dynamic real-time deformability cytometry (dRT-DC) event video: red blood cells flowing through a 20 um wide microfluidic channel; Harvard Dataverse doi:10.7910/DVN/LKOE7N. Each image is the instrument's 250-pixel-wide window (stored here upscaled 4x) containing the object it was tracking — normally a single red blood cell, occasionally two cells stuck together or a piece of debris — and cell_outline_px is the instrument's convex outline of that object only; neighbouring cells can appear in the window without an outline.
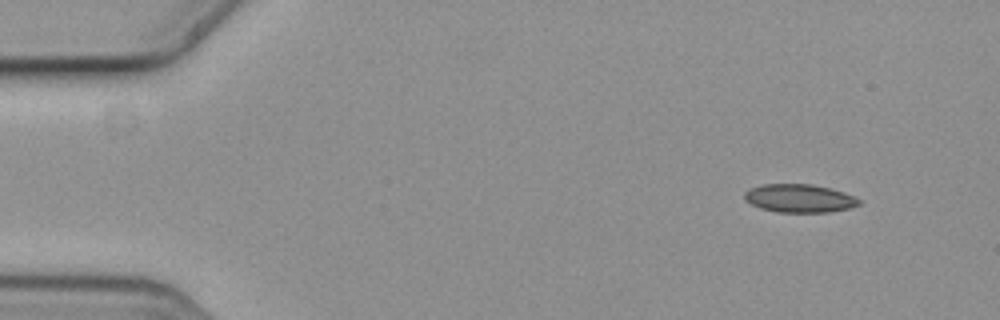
{"species": "common noctule bat (a hibernating species)", "species_latin": "Nyctalus noctula", "temperature_condition": "cold", "stored_images_in_passage": 5, "camera_frame_rate_fps": 3000, "um_per_image_px": 0.085, "animal": {"sex": "female", "body_mass_g": 19.3, "forearm_length_mm": 54.1}, "frame": {"image": 1, "passage_image": 1, "time_ms": 0.0, "image_size_px": [1000, 320], "cell_outline_px": [[860, 204], [848, 208], [828, 212], [776, 212], [760, 208], [752, 204], [744, 196], [744, 192], [752, 188], [764, 184], [812, 184], [844, 192], [860, 200]], "centroid_in_image_um": [67.94, 16.86], "position_along_channel_um": 17.1, "area_um2": 18.55}}
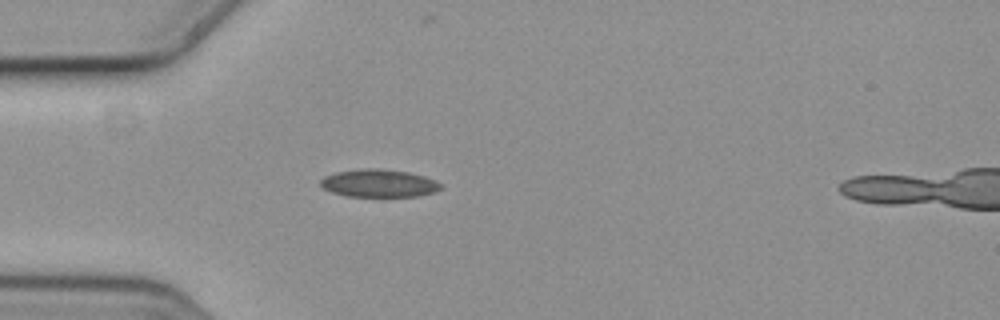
{"frame": {"image": 2, "passage_image": 4, "time_ms": 1.0, "image_size_px": [1000, 320], "cell_outline_px": [[440, 188], [436, 192], [416, 196], [344, 196], [332, 192], [324, 188], [320, 184], [320, 180], [324, 176], [336, 172], [364, 168], [376, 168], [408, 172], [424, 176], [436, 180], [440, 184]], "centroid_in_image_um": [32.19, 15.57], "position_along_channel_um": 52.8, "area_um2": 19.36}}